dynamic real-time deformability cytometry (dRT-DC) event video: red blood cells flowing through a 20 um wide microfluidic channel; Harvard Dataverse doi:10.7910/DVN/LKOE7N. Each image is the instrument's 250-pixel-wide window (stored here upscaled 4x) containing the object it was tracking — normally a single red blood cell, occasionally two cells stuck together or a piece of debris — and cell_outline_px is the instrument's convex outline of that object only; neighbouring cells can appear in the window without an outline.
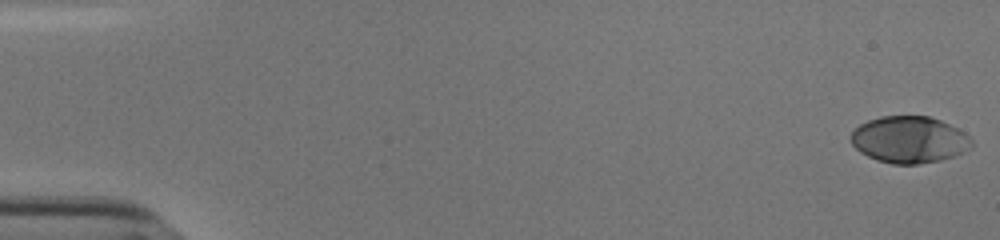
{"species": "human", "species_latin": "Homo sapiens", "temperature_condition": "cold", "stored_images_in_passage": 54, "camera_frame_rate_fps": 3000, "um_per_image_px": 0.085, "donor": {"sex": "male"}, "frame": {"image": 1, "passage_image": 1, "time_ms": 0.0, "image_size_px": [1000, 240], "cell_outline_px": [[972, 148], [956, 156], [940, 160], [916, 164], [892, 164], [876, 160], [860, 152], [852, 144], [852, 132], [860, 124], [868, 120], [880, 116], [928, 116], [940, 120], [964, 132], [972, 140]], "centroid_in_image_um": [77.3, 11.87], "position_along_channel_um": 7.7, "area_um2": 32.83}}
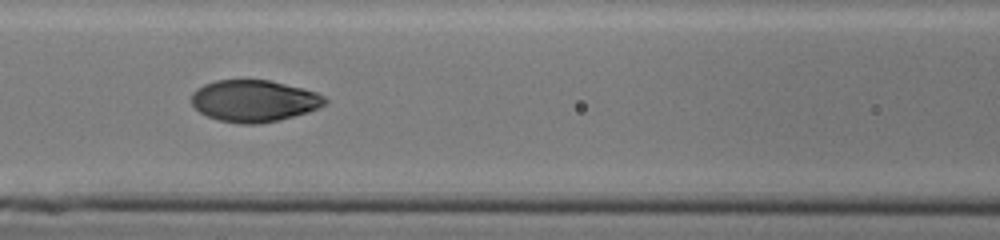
{"frame": {"image": 2, "passage_image": 25, "time_ms": 8.0, "image_size_px": [1000, 240], "cell_outline_px": [[328, 100], [324, 104], [308, 112], [280, 120], [256, 124], [240, 124], [220, 120], [208, 116], [200, 112], [192, 104], [192, 92], [196, 88], [204, 84], [216, 80], [268, 80], [316, 92], [324, 96]], "centroid_in_image_um": [21.57, 8.58], "position_along_channel_um": 145.0, "area_um2": 32.25}}
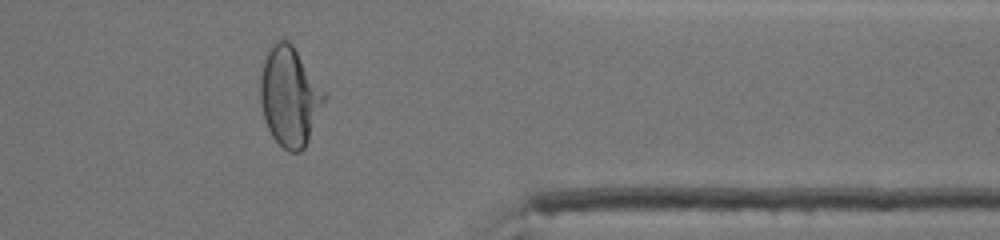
{"frame": {"image": 3, "passage_image": 45, "time_ms": 14.667, "image_size_px": [1000, 240], "cell_outline_px": [[328, 96], [308, 140], [304, 148], [300, 152], [288, 152], [272, 136], [264, 120], [260, 100], [260, 76], [264, 60], [268, 48], [272, 40], [288, 40], [292, 44]], "centroid_in_image_um": [24.61, 8.18], "position_along_channel_um": 386.8, "area_um2": 37.11}, "authors_computed_cell_mechanics": {"area_um2": 33.0616, "velocity_mm_per_s": 3.8152, "shape_relaxation_time_tau1_ms": 3.1948, "shape_relaxation_time_tau2_ms": 0.6903, "deformation_change_tau1": 0.177, "deformation_change_tau2": 0.0396}}